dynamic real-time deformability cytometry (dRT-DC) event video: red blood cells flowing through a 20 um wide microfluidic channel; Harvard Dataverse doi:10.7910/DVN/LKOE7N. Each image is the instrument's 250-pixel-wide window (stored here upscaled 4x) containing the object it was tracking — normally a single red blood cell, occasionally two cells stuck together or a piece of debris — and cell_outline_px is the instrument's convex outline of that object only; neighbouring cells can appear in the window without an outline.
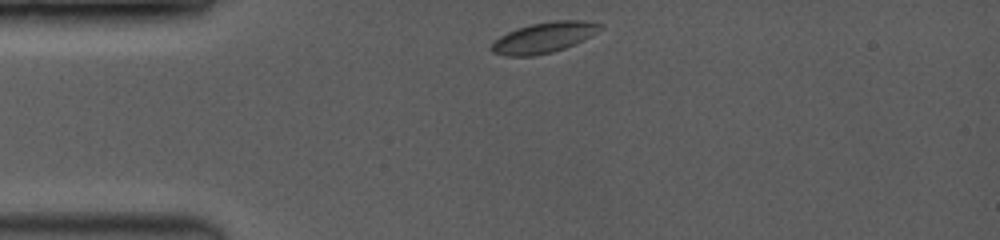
{"species": "common noctule bat (a hibernating species)", "species_latin": "Nyctalus noctula", "temperature_condition": "room temperature", "stored_images_in_passage": 23, "camera_frame_rate_fps": 3500, "um_per_image_px": 0.085, "animal": {"sex": "female", "body_mass_g": 19.0, "forearm_length_mm": 53.3}, "frame": {"image": 1, "passage_image": 1, "time_ms": 0.0, "image_size_px": [1000, 240], "cell_outline_px": [[600, 24], [588, 36], [564, 48], [552, 52], [532, 56], [508, 56], [492, 52], [492, 44], [500, 36], [516, 28], [532, 24], [552, 20], [584, 20]], "centroid_in_image_um": [46.12, 3.19], "position_along_channel_um": 38.9, "area_um2": 18.61}}
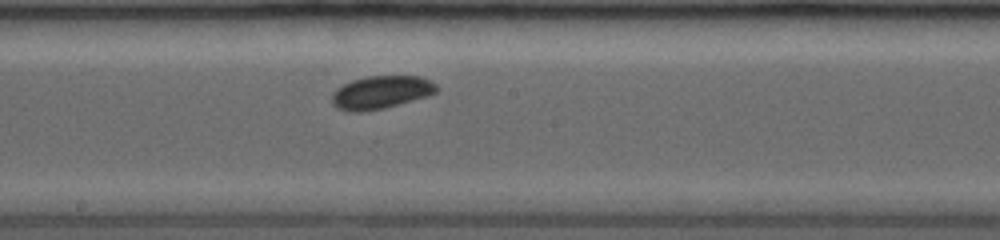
{"frame": {"image": 2, "passage_image": 10, "time_ms": 5.143, "image_size_px": [1000, 240], "cell_outline_px": [[440, 88], [436, 92], [428, 96], [384, 108], [360, 112], [352, 112], [336, 108], [332, 104], [332, 92], [336, 88], [352, 80], [368, 76], [420, 76], [432, 80]], "centroid_in_image_um": [32.4, 7.84], "position_along_channel_um": 215.8, "area_um2": 20.29}}
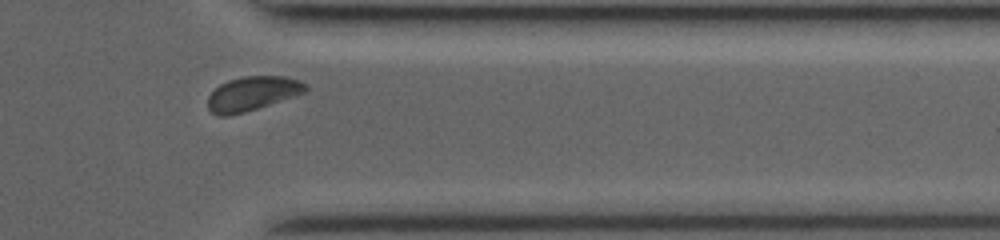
{"frame": {"image": 3, "passage_image": 20, "time_ms": 9.429, "image_size_px": [1000, 240], "cell_outline_px": [[308, 88], [304, 92], [244, 112], [228, 116], [220, 116], [212, 112], [208, 108], [208, 96], [220, 84], [228, 80], [244, 76], [284, 76], [300, 80], [308, 84]], "centroid_in_image_um": [21.44, 7.94], "position_along_channel_um": 390.0, "area_um2": 19.19}, "authors_computed_cell_mechanics": {"area_um2": 19.5942, "velocity_mm_per_s": 4.0312, "shape_relaxation_time_tau1_ms": 1.7908, "shape_relaxation_time_tau2_ms": null, "deformation_change_tau1": 0.0382, "deformation_change_tau2": null}}